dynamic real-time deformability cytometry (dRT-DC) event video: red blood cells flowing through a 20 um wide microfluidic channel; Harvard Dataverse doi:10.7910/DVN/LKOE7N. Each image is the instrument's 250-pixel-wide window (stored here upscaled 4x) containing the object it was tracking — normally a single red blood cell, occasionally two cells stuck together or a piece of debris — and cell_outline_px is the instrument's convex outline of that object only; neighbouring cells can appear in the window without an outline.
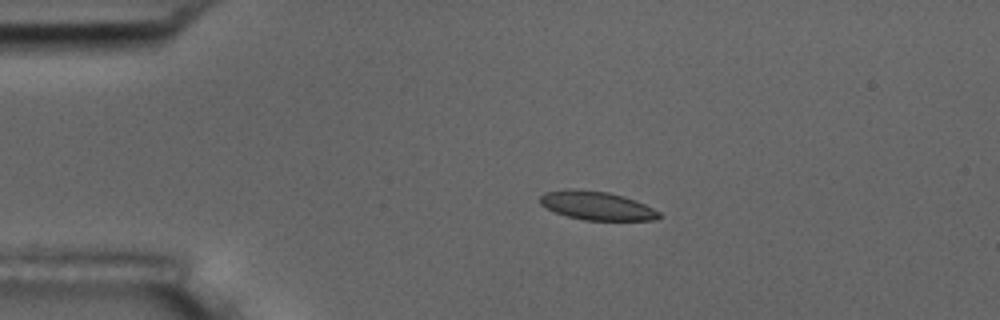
{"species": "common noctule bat (a hibernating species)", "species_latin": "Nyctalus noctula", "temperature_condition": "room temperature", "stored_images_in_passage": 7, "camera_frame_rate_fps": 3000, "um_per_image_px": 0.085, "animal": {"sex": "male", "body_mass_g": 17.5, "forearm_length_mm": 52.3}, "frame": {"image": 1, "passage_image": 4, "time_ms": 3.333, "image_size_px": [1000, 320], "cell_outline_px": [[664, 216], [656, 220], [584, 220], [568, 216], [556, 212], [540, 204], [540, 196], [544, 192], [564, 188], [576, 188], [608, 192], [624, 196], [636, 200], [660, 212]], "centroid_in_image_um": [50.73, 17.46], "position_along_channel_um": 34.3, "area_um2": 20.06}}
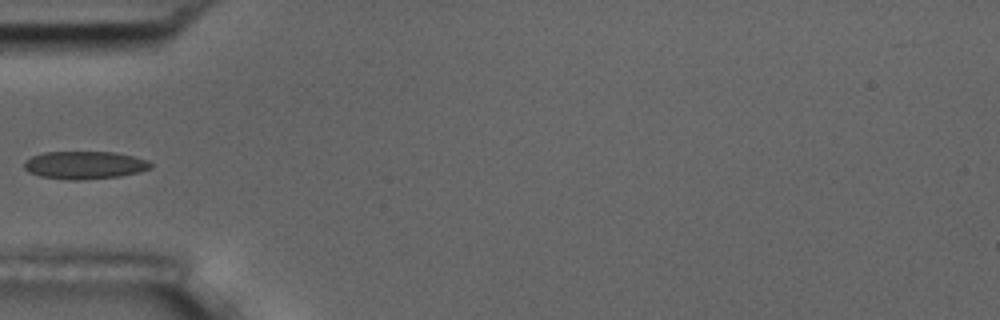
{"frame": {"image": 2, "passage_image": 6, "time_ms": 5.667, "image_size_px": [1000, 320], "cell_outline_px": [[152, 168], [140, 172], [120, 176], [80, 180], [68, 180], [40, 176], [28, 172], [24, 168], [24, 160], [32, 156], [44, 152], [116, 152], [148, 160], [152, 164]], "centroid_in_image_um": [7.19, 14.03], "position_along_channel_um": 77.8, "area_um2": 20.63}}